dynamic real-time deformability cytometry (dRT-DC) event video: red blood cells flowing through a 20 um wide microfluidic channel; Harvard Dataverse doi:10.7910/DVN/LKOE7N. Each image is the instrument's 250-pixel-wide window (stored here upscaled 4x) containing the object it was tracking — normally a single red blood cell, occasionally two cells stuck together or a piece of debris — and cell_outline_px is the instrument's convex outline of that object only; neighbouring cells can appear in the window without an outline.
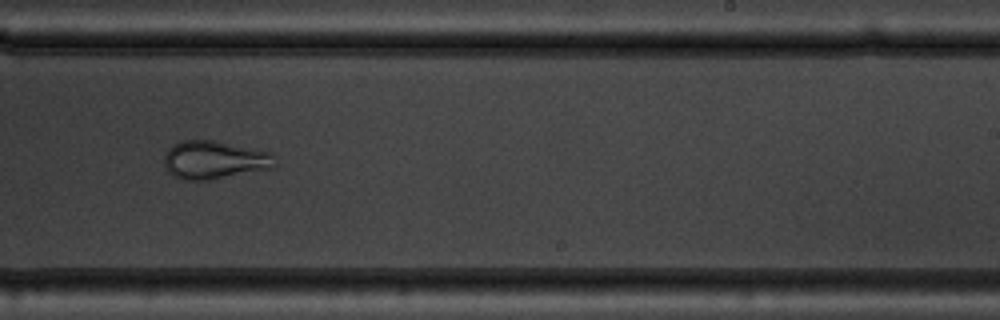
{"species": "common noctule bat (a hibernating species)", "species_latin": "Nyctalus noctula", "temperature_condition": "warm", "stored_images_in_passage": 39, "camera_frame_rate_fps": 3000, "um_per_image_px": 0.085, "animal": {"sex": "male", "body_mass_g": 19.5, "forearm_length_mm": 54.6}, "frame": {"image": 1, "passage_image": 19, "time_ms": 6.0, "image_size_px": [1000, 320], "cell_outline_px": [[272, 168], [212, 180], [184, 180], [172, 176], [168, 172], [164, 164], [164, 156], [168, 148], [172, 144], [180, 140], [212, 140], [256, 148], [272, 152]], "centroid_in_image_um": [18.17, 13.59], "position_along_channel_um": 270.8, "area_um2": 24.85}}
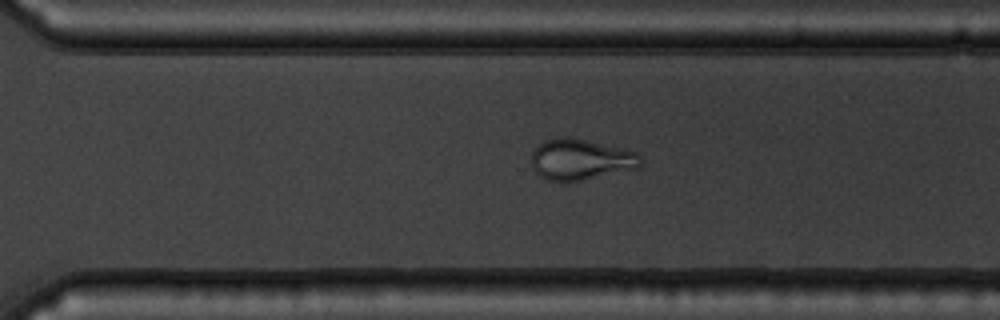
{"frame": {"image": 2, "passage_image": 23, "time_ms": 7.333, "image_size_px": [1000, 320], "cell_outline_px": [[640, 168], [560, 184], [548, 180], [540, 176], [532, 168], [532, 152], [544, 140], [560, 136], [568, 136], [588, 140], [636, 152], [640, 156]], "centroid_in_image_um": [49.32, 13.57], "position_along_channel_um": 321.3, "area_um2": 26.24}}
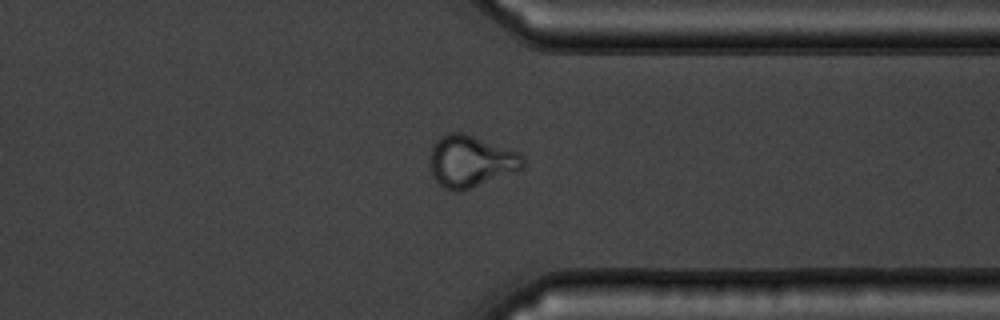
{"frame": {"image": 3, "passage_image": 27, "time_ms": 8.667, "image_size_px": [1000, 320], "cell_outline_px": [[524, 168], [516, 172], [460, 192], [456, 192], [444, 188], [436, 180], [428, 164], [428, 160], [432, 144], [440, 136], [448, 132], [460, 132], [520, 152], [524, 156]], "centroid_in_image_um": [40.0, 13.72], "position_along_channel_um": 371.4, "area_um2": 28.38}, "authors_computed_cell_mechanics": {"area_um2": 27.8596, "velocity_mm_per_s": 3.8216, "shape_relaxation_time_tau1_ms": null, "shape_relaxation_time_tau2_ms": 1.4343, "deformation_change_tau1": null, "deformation_change_tau2": 0.0731}}